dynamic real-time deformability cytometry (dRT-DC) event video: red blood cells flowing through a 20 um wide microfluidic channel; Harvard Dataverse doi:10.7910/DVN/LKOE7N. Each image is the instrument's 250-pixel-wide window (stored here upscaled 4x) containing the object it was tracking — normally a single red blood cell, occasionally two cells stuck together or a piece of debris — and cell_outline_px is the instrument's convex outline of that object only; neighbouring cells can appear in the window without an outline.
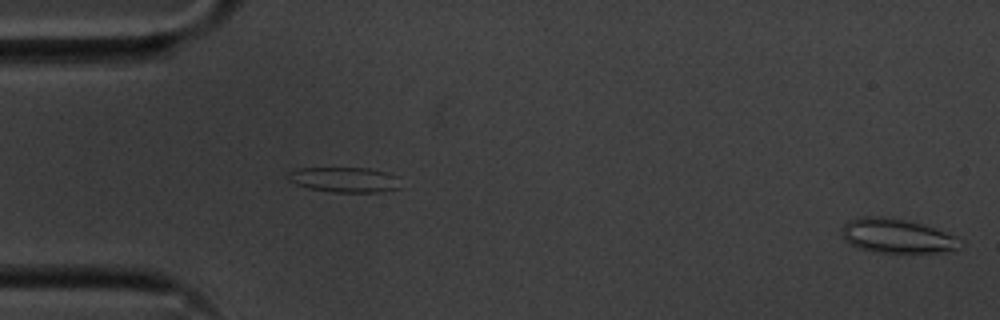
{"species": "common noctule bat (a hibernating species)", "species_latin": "Nyctalus noctula", "temperature_condition": "cold", "stored_images_in_passage": 15, "segment_of_instrument_passage": [2, 2], "camera_frame_rate_fps": 3000, "um_per_image_px": 0.085, "animal": {"sex": "male", "body_mass_g": 20.1, "forearm_length_mm": 53.5}, "frame": {"image": 1, "passage_image": 15, "time_ms": 4.667, "image_size_px": [1000, 320], "cell_outline_px": [[964, 244], [960, 248], [940, 252], [872, 252], [856, 248], [844, 240], [840, 232], [840, 228], [848, 220], [860, 216], [884, 216], [908, 220], [924, 224], [956, 236], [964, 240]], "centroid_in_image_um": [76.22, 20.04], "position_along_channel_um": 8.8, "area_um2": 24.22}}